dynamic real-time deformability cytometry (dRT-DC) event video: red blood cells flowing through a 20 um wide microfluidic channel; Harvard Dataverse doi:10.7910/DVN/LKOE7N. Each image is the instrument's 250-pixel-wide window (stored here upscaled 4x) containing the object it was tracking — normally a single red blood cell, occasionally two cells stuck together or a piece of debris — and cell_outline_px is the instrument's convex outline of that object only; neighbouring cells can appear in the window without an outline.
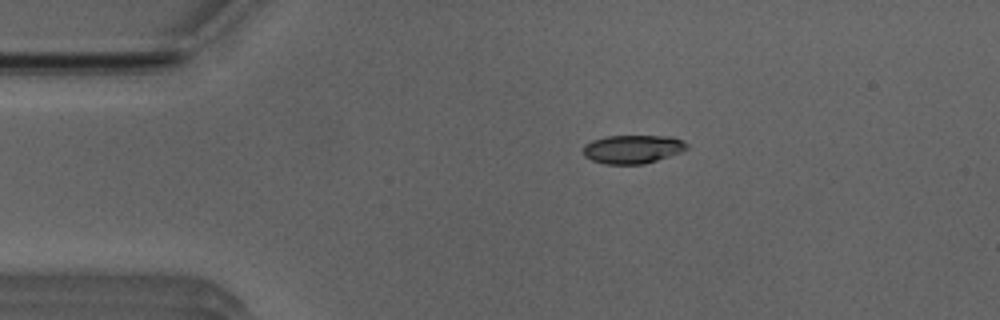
{"species": "Egyptian fruit bat (a non-hibernating species)", "species_latin": "Rousettus aegyptiacus", "temperature_condition": "room temperature", "stored_images_in_passage": 8, "camera_frame_rate_fps": 3000, "um_per_image_px": 0.085, "animal": {"sex": "male"}, "frame": {"image": 1, "passage_image": 2, "time_ms": 0.333, "image_size_px": [1000, 320], "cell_outline_px": [[688, 148], [680, 152], [644, 164], [604, 164], [592, 160], [584, 156], [584, 144], [592, 140], [608, 136], [672, 136], [684, 140], [688, 144]], "centroid_in_image_um": [53.78, 12.67], "position_along_channel_um": 31.2, "area_um2": 17.22}}